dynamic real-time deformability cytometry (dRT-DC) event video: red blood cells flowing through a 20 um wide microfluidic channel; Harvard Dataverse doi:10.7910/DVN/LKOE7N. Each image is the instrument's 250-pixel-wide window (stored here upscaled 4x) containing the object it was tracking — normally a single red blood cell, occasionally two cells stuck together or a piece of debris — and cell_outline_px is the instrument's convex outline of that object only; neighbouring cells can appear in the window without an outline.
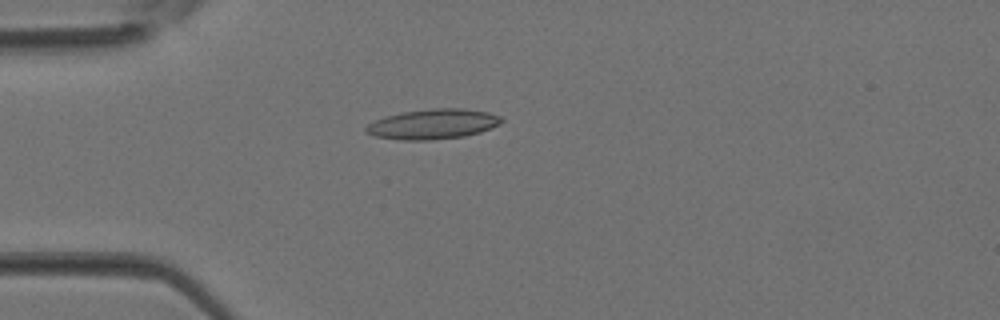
{"species": "Egyptian fruit bat (a non-hibernating species)", "species_latin": "Rousettus aegyptiacus", "temperature_condition": "room temperature", "stored_images_in_passage": 2, "camera_frame_rate_fps": 3000, "um_per_image_px": 0.085, "animal": {"sex": "female"}, "frame": {"image": 1, "passage_image": 2, "time_ms": 0.333, "image_size_px": [1000, 320], "cell_outline_px": [[504, 120], [500, 124], [492, 128], [480, 132], [464, 136], [432, 140], [404, 140], [376, 136], [364, 132], [364, 128], [368, 124], [384, 116], [404, 112], [432, 108], [464, 108], [488, 112], [500, 116]], "centroid_in_image_um": [36.82, 10.54], "position_along_channel_um": 48.2, "area_um2": 23.76}}